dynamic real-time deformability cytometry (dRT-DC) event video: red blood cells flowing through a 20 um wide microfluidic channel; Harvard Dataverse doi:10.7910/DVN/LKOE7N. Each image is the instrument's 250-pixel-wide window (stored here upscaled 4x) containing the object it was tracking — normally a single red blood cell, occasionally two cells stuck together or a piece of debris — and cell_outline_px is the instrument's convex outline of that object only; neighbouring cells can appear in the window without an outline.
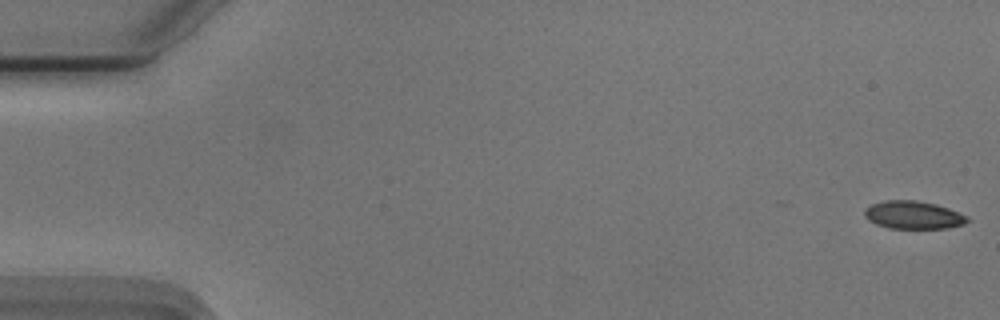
{"species": "Egyptian fruit bat (a non-hibernating species)", "species_latin": "Rousettus aegyptiacus", "temperature_condition": "cold", "stored_images_in_passage": 56, "camera_frame_rate_fps": 3000, "um_per_image_px": 0.085, "animal": {"sex": "male"}, "frame": {"image": 1, "passage_image": 1, "time_ms": 0.0, "image_size_px": [1000, 320], "cell_outline_px": [[972, 220], [964, 224], [948, 228], [888, 228], [876, 224], [868, 220], [864, 216], [864, 208], [872, 204], [884, 200], [916, 200], [936, 204], [948, 208], [968, 216]], "centroid_in_image_um": [77.63, 18.27], "position_along_channel_um": 7.4, "area_um2": 16.88}}
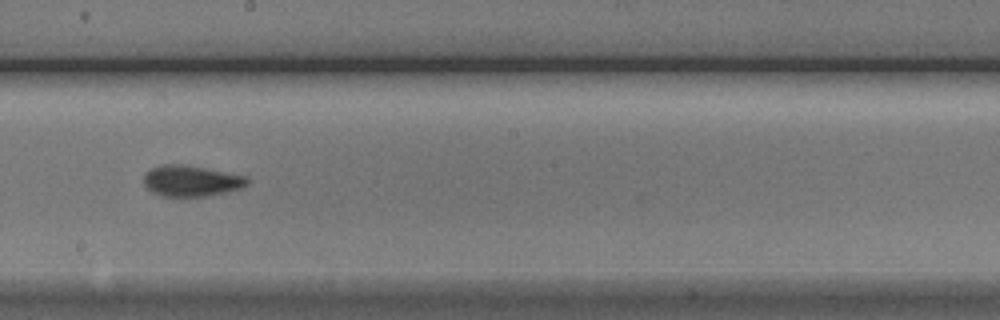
{"frame": {"image": 2, "passage_image": 31, "time_ms": 10.0, "image_size_px": [1000, 320], "cell_outline_px": [[248, 184], [244, 188], [228, 192], [208, 196], [160, 196], [152, 192], [144, 184], [144, 172], [152, 168], [164, 164], [184, 164], [248, 176]], "centroid_in_image_um": [16.28, 15.38], "position_along_channel_um": 231.9, "area_um2": 18.9}}
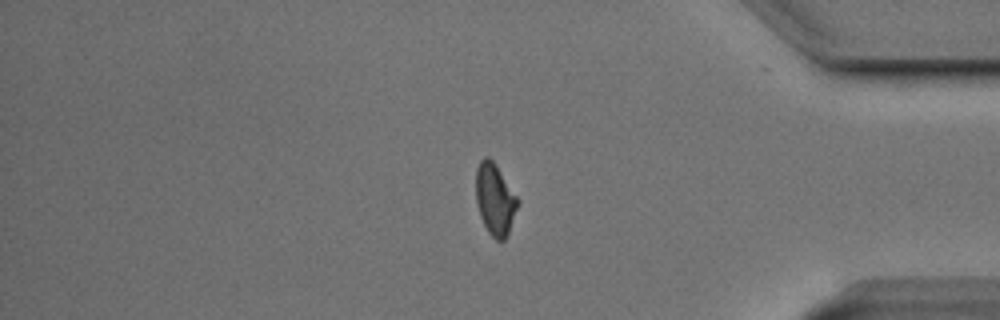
{"frame": {"image": 3, "passage_image": 46, "time_ms": 15.0, "image_size_px": [1000, 320], "cell_outline_px": [[520, 204], [508, 232], [504, 240], [496, 240], [488, 232], [480, 216], [476, 200], [476, 168], [480, 160], [484, 156], [488, 156], [496, 164], [520, 200]], "centroid_in_image_um": [42.08, 16.91], "position_along_channel_um": 393.1, "area_um2": 17.57}, "authors_computed_cell_mechanics": {"area_um2": 18.0625, "velocity_mm_per_s": 3.7379, "shape_relaxation_time_tau1_ms": 5.4254, "shape_relaxation_time_tau2_ms": 2.246, "deformation_change_tau1": 0.1286, "deformation_change_tau2": 0.0642}}